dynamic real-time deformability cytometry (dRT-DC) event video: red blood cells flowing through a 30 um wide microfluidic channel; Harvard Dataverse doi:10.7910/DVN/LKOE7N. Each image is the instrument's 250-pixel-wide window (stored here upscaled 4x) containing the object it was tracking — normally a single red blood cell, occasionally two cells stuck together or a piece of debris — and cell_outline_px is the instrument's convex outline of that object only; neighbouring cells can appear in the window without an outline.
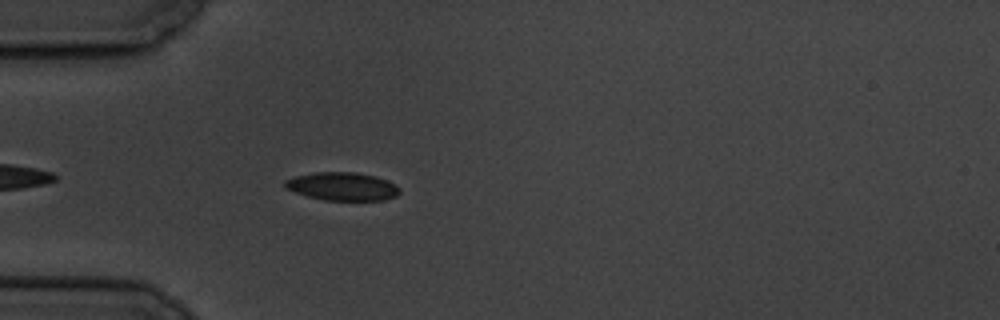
{"species": "common noctule bat (a hibernating species)", "species_latin": "Nyctalus noctula", "temperature_condition": "cold", "stored_images_in_passage": 4, "camera_frame_rate_fps": 3000, "um_per_image_px": 0.085, "animal": {"sex": "male", "body_mass_g": 19.5, "forearm_length_mm": 54.6}, "frame": {"image": 1, "passage_image": 4, "time_ms": 3.667, "image_size_px": [1000, 320], "cell_outline_px": [[400, 192], [396, 196], [384, 200], [324, 200], [308, 196], [284, 188], [284, 180], [296, 176], [312, 172], [356, 172], [376, 176], [396, 184], [400, 188]], "centroid_in_image_um": [29.11, 15.84], "position_along_channel_um": 55.9, "area_um2": 18.9}}